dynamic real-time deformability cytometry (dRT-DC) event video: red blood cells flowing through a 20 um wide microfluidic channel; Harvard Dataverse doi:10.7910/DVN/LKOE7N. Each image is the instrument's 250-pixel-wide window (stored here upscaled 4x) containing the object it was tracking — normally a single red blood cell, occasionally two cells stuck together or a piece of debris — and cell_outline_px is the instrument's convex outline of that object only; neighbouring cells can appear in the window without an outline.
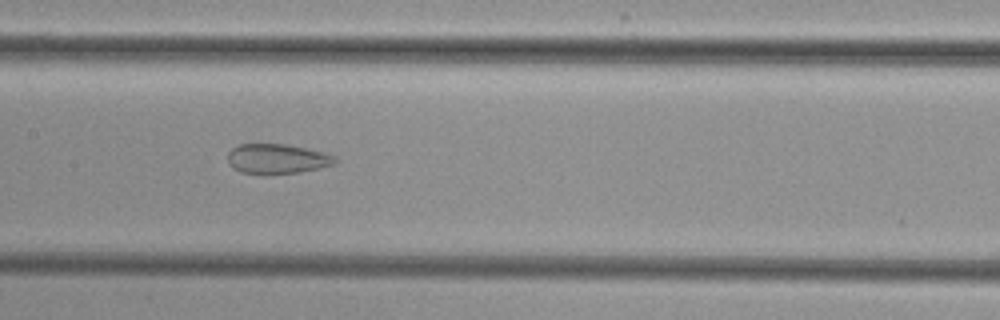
{"species": "common noctule bat (a hibernating species)", "species_latin": "Nyctalus noctula", "temperature_condition": "cold", "stored_images_in_passage": 48, "camera_frame_rate_fps": 3000, "um_per_image_px": 0.085, "animal": {"sex": "female", "body_mass_g": 29.2, "forearm_length_mm": 56.3}, "frame": {"image": 1, "passage_image": 22, "time_ms": 7.0, "image_size_px": [1000, 320], "cell_outline_px": [[336, 164], [320, 168], [300, 172], [264, 176], [240, 172], [232, 168], [228, 164], [228, 152], [232, 148], [240, 144], [284, 144], [324, 152], [336, 156]], "centroid_in_image_um": [23.53, 13.53], "position_along_channel_um": 183.9, "area_um2": 19.13}}
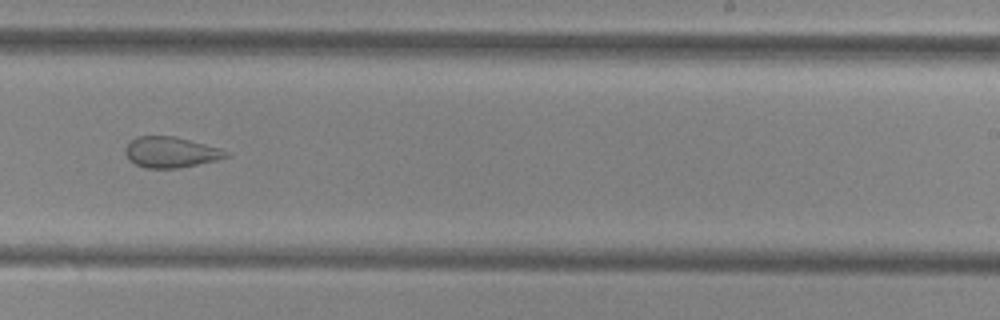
{"frame": {"image": 2, "passage_image": 29, "time_ms": 9.333, "image_size_px": [1000, 320], "cell_outline_px": [[232, 152], [228, 156], [216, 160], [176, 168], [144, 168], [136, 164], [124, 152], [124, 148], [136, 136], [172, 136], [220, 148]], "centroid_in_image_um": [14.52, 12.93], "position_along_channel_um": 274.5, "area_um2": 17.74}}
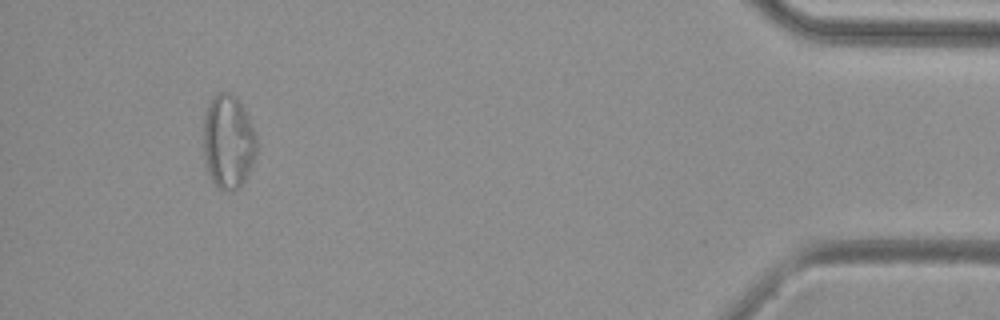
{"frame": {"image": 3, "passage_image": 45, "time_ms": 14.667, "image_size_px": [1000, 320], "cell_outline_px": [[256, 152], [248, 176], [232, 192], [220, 188], [212, 180], [208, 172], [204, 160], [204, 116], [208, 104], [212, 96], [216, 92], [228, 92], [236, 96], [244, 108], [256, 136]], "centroid_in_image_um": [19.39, 12.01], "position_along_channel_um": 415.8, "area_um2": 29.07}}